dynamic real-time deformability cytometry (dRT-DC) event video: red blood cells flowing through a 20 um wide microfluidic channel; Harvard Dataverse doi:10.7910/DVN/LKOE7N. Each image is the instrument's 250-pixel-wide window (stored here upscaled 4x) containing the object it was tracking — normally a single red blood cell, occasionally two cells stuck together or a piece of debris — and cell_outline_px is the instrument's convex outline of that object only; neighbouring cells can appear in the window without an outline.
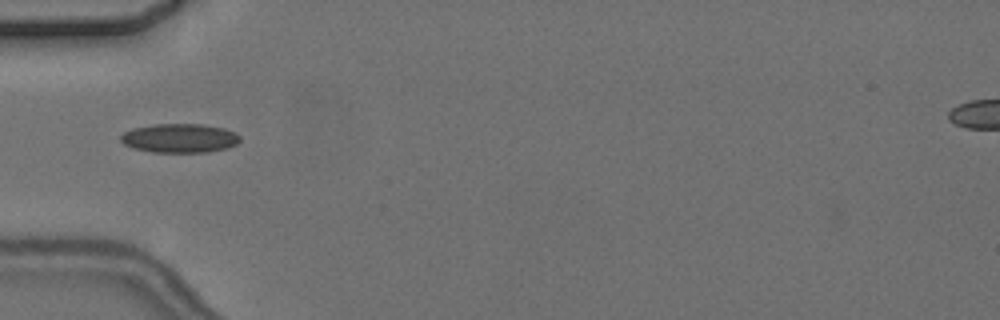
{"species": "common noctule bat (a hibernating species)", "species_latin": "Nyctalus noctula", "temperature_condition": "cold", "stored_images_in_passage": 3, "camera_frame_rate_fps": 3000, "um_per_image_px": 0.085, "animal": {"sex": "female", "body_mass_g": 24.6, "forearm_length_mm": 56.2}, "frame": {"image": 1, "passage_image": 2, "time_ms": 1.0, "image_size_px": [1000, 320], "cell_outline_px": [[240, 140], [236, 144], [228, 148], [208, 152], [152, 152], [132, 148], [124, 144], [120, 140], [120, 136], [124, 132], [132, 128], [152, 124], [204, 124], [224, 128], [236, 132], [240, 136]], "centroid_in_image_um": [15.27, 11.74], "position_along_channel_um": 69.7, "area_um2": 20.4}}
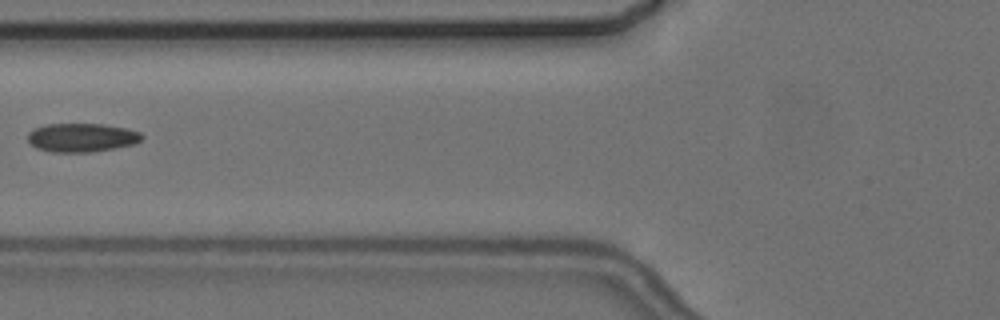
{"frame": {"image": 2, "passage_image": 3, "time_ms": 2.333, "image_size_px": [1000, 320], "cell_outline_px": [[144, 136], [136, 144], [116, 148], [92, 152], [52, 152], [36, 148], [28, 140], [28, 132], [32, 128], [48, 124], [104, 124], [128, 128], [140, 132]], "centroid_in_image_um": [6.97, 11.69], "position_along_channel_um": 118.8, "area_um2": 19.31}}